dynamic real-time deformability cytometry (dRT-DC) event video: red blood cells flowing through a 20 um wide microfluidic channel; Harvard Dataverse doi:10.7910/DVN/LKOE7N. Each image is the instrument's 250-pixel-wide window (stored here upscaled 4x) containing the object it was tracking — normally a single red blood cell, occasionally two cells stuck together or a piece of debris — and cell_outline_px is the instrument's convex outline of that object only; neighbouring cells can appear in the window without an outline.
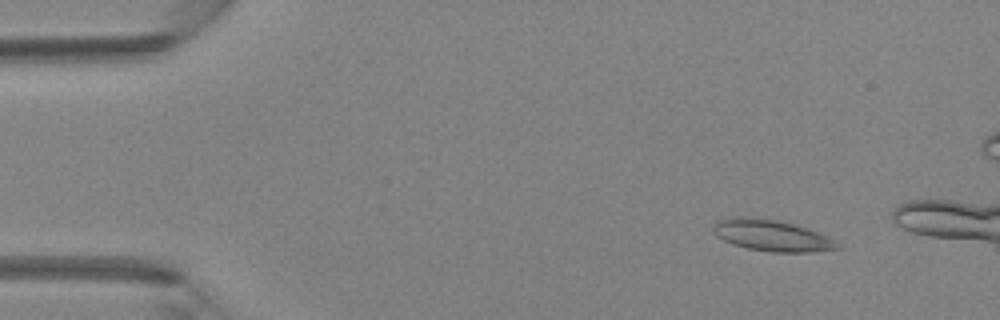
{"species": "Egyptian fruit bat (a non-hibernating species)", "species_latin": "Rousettus aegyptiacus", "temperature_condition": "room temperature", "stored_images_in_passage": 3, "camera_frame_rate_fps": 3000, "um_per_image_px": 0.085, "animal": {"sex": "female"}, "frame": {"image": 1, "passage_image": 1, "time_ms": 0.0, "image_size_px": [1000, 320], "cell_outline_px": [[840, 248], [808, 252], [772, 252], [748, 248], [732, 244], [716, 236], [712, 232], [712, 228], [716, 220], [736, 216], [744, 216], [780, 220], [796, 224], [808, 228], [836, 240], [840, 244]], "centroid_in_image_um": [65.57, 20.0], "position_along_channel_um": 19.4, "area_um2": 22.89}}